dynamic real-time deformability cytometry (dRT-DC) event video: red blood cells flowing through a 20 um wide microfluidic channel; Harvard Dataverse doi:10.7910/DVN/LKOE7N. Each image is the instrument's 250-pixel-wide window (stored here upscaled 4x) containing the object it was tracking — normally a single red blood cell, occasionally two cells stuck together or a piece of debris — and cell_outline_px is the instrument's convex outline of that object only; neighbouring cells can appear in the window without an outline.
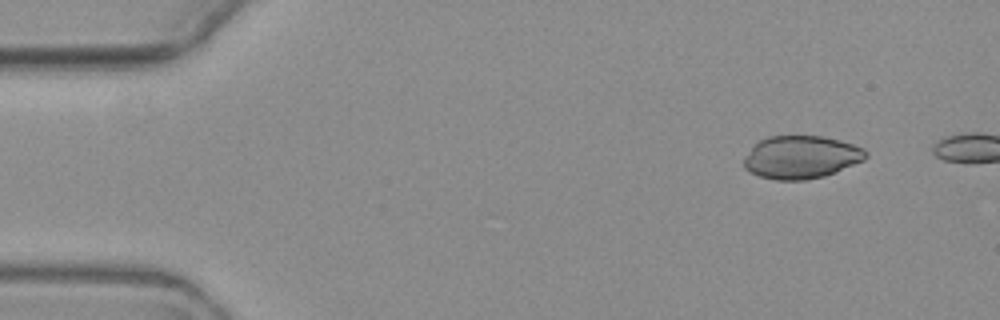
{"species": "common noctule bat (a hibernating species)", "species_latin": "Nyctalus noctula", "temperature_condition": "warm", "stored_images_in_passage": 3, "camera_frame_rate_fps": 3000, "um_per_image_px": 0.085, "animal": {"sex": "female", "body_mass_g": 19.3, "forearm_length_mm": 54.1}, "frame": {"image": 1, "passage_image": 2, "time_ms": 1.0, "image_size_px": [1000, 320], "cell_outline_px": [[868, 156], [864, 160], [836, 172], [824, 176], [804, 180], [776, 180], [760, 176], [744, 168], [744, 156], [760, 140], [768, 136], [820, 136], [840, 140], [864, 148], [868, 152]], "centroid_in_image_um": [68.12, 13.36], "position_along_channel_um": 16.9, "area_um2": 30.4}}